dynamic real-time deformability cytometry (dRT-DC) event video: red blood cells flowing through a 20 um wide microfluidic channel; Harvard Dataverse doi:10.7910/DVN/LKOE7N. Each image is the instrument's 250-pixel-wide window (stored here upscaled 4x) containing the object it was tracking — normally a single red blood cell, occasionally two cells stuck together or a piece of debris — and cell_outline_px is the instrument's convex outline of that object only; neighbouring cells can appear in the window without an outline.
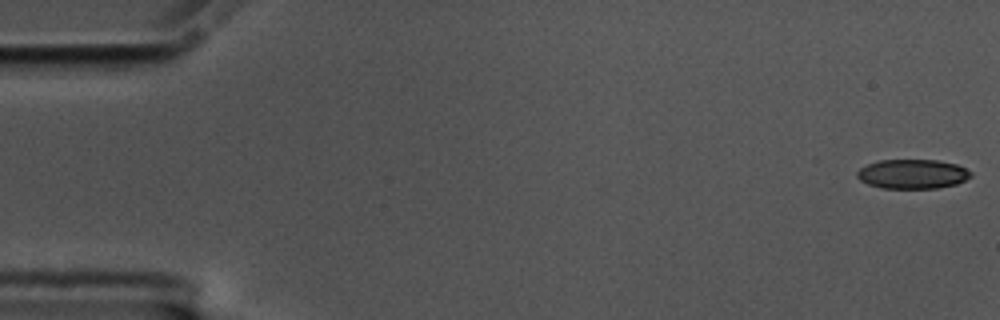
{"species": "common noctule bat (a hibernating species)", "species_latin": "Nyctalus noctula", "temperature_condition": "cold", "stored_images_in_passage": 58, "camera_frame_rate_fps": 3000, "um_per_image_px": 0.085, "animal": {"sex": "male", "body_mass_g": 17.5, "forearm_length_mm": 52.3}, "frame": {"image": 1, "passage_image": 1, "time_ms": 0.0, "image_size_px": [1000, 320], "cell_outline_px": [[972, 176], [956, 184], [936, 188], [884, 188], [868, 184], [860, 180], [856, 176], [856, 172], [860, 168], [868, 164], [880, 160], [936, 160], [956, 164], [972, 172]], "centroid_in_image_um": [77.55, 14.79], "position_along_channel_um": 7.4, "area_um2": 19.36}}
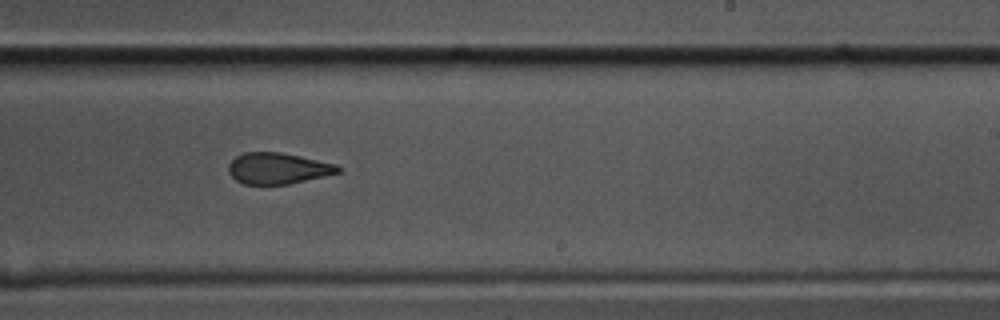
{"frame": {"image": 2, "passage_image": 35, "time_ms": 11.333, "image_size_px": [1000, 320], "cell_outline_px": [[340, 172], [324, 176], [288, 184], [244, 184], [236, 180], [228, 172], [228, 164], [236, 156], [244, 152], [280, 152], [300, 156], [336, 164], [340, 168]], "centroid_in_image_um": [23.59, 14.3], "position_along_channel_um": 265.4, "area_um2": 19.77}}
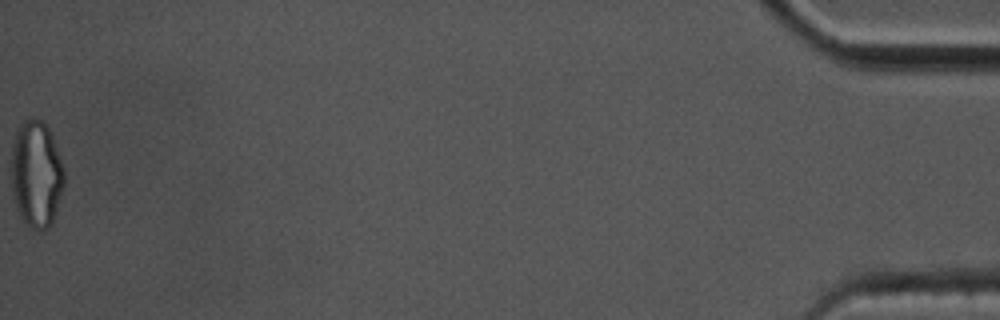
{"frame": {"image": 3, "passage_image": 58, "time_ms": 19.0, "image_size_px": [1000, 320], "cell_outline_px": [[64, 188], [52, 224], [44, 232], [32, 228], [24, 220], [12, 196], [12, 144], [16, 128], [28, 116], [32, 116], [44, 120], [52, 136], [64, 168]], "centroid_in_image_um": [3.1, 14.75], "position_along_channel_um": 432.1, "area_um2": 33.29}, "authors_computed_cell_mechanics": {"area_um2": 21.2993, "velocity_mm_per_s": 3.4928, "shape_relaxation_time_tau1_ms": 7.6098, "shape_relaxation_time_tau2_ms": 2.2173, "deformation_change_tau1": 0.155, "deformation_change_tau2": 0.0702}}